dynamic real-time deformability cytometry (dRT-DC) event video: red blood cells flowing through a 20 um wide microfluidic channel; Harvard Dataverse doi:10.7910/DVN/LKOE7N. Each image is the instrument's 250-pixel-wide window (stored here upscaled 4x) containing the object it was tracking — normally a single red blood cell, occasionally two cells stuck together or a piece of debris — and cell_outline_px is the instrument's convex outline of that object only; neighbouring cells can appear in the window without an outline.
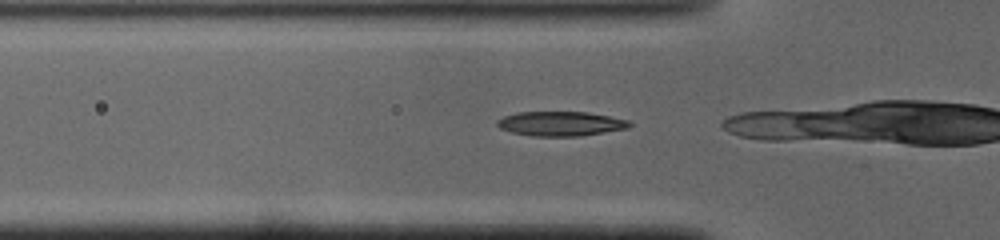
{"species": "common noctule bat (a hibernating species)", "species_latin": "Nyctalus noctula", "temperature_condition": "cold", "stored_images_in_passage": 16, "camera_frame_rate_fps": 3000, "um_per_image_px": 0.085, "animal": {"sex": "male", "body_mass_g": 19.0, "forearm_length_mm": 50.8}, "frame": {"image": 1, "passage_image": 11, "time_ms": 3.333, "image_size_px": [1000, 240], "cell_outline_px": [[632, 124], [628, 128], [580, 136], [532, 136], [512, 132], [500, 128], [496, 124], [496, 120], [504, 116], [516, 112], [588, 112], [628, 120]], "centroid_in_image_um": [47.63, 10.51], "position_along_channel_um": 78.2, "area_um2": 18.84}}